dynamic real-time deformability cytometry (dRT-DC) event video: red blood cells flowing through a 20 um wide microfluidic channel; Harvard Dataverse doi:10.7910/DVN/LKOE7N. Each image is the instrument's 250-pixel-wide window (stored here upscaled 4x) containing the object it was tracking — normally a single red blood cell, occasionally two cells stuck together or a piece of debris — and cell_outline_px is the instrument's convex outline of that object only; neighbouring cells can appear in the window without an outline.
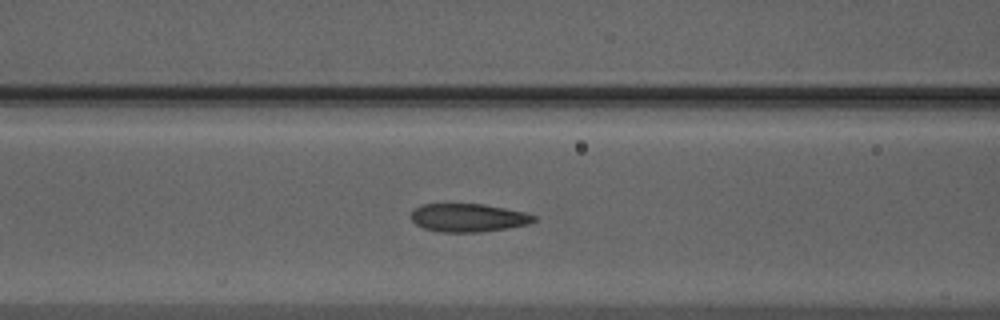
{"species": "Egyptian fruit bat (a non-hibernating species)", "species_latin": "Rousettus aegyptiacus", "temperature_condition": "warm", "stored_images_in_passage": 52, "camera_frame_rate_fps": 3000, "um_per_image_px": 0.085, "animal": {"sex": "male"}, "frame": {"image": 1, "passage_image": 20, "time_ms": 6.333, "image_size_px": [1000, 320], "cell_outline_px": [[536, 220], [528, 224], [508, 228], [480, 232], [440, 232], [424, 228], [416, 224], [412, 220], [412, 212], [420, 204], [484, 204], [524, 212], [536, 216]], "centroid_in_image_um": [39.81, 18.51], "position_along_channel_um": 126.8, "area_um2": 20.11}}
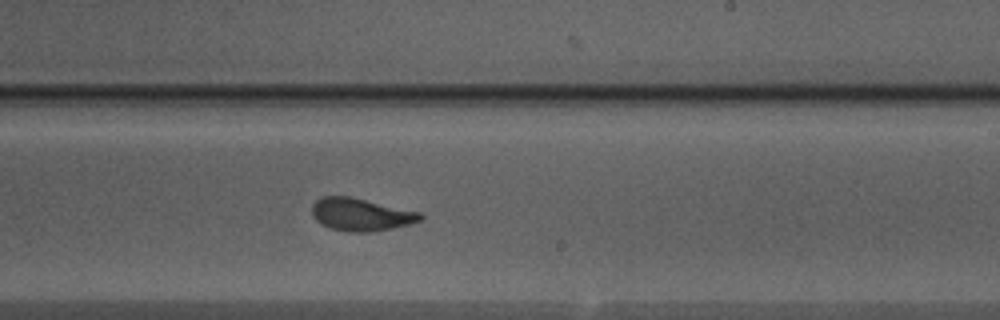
{"frame": {"image": 2, "passage_image": 30, "time_ms": 9.667, "image_size_px": [1000, 320], "cell_outline_px": [[424, 220], [392, 228], [372, 232], [348, 232], [332, 228], [316, 220], [312, 216], [312, 204], [320, 196], [348, 196], [420, 212], [424, 216]], "centroid_in_image_um": [30.68, 18.23], "position_along_channel_um": 258.3, "area_um2": 20.52}}
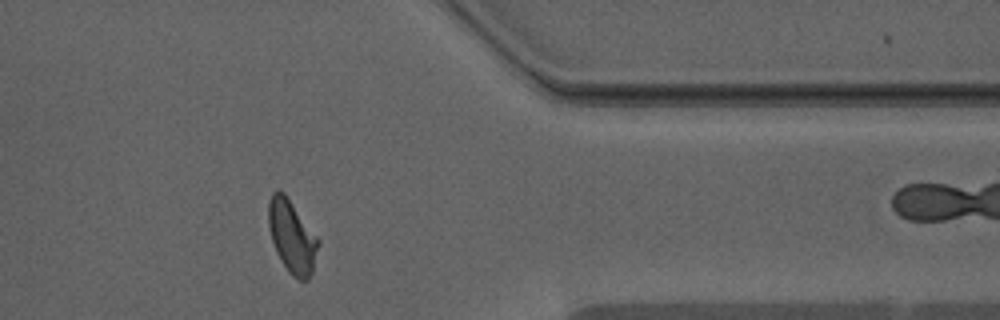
{"frame": {"image": 3, "passage_image": 41, "time_ms": 13.333, "image_size_px": [1000, 320], "cell_outline_px": [[320, 244], [312, 272], [308, 280], [300, 280], [292, 276], [288, 272], [280, 260], [276, 252], [272, 240], [268, 224], [268, 200], [272, 192], [276, 188], [280, 188], [284, 192], [320, 240]], "centroid_in_image_um": [24.81, 20.09], "position_along_channel_um": 386.6, "area_um2": 21.39}, "authors_computed_cell_mechanics": {"area_um2": 20.4323, "velocity_mm_per_s": 3.9491, "shape_relaxation_time_tau1_ms": 4.9048, "shape_relaxation_time_tau2_ms": 1.0643, "deformation_change_tau1": 0.1553, "deformation_change_tau2": 0.0798}}